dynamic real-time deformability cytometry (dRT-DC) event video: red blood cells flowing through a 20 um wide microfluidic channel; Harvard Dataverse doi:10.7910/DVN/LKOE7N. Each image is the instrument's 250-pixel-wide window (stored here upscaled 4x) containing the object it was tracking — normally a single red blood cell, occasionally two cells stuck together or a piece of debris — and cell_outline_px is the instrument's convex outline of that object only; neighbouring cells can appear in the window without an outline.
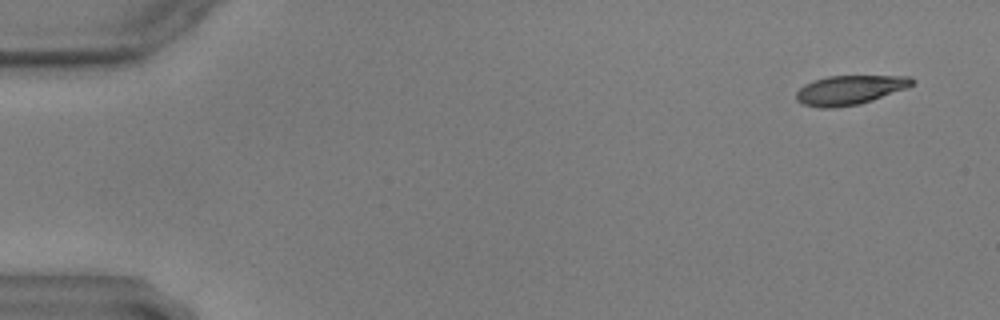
{"species": "common noctule bat (a hibernating species)", "species_latin": "Nyctalus noctula", "temperature_condition": "warm", "stored_images_in_passage": 59, "camera_frame_rate_fps": 3000, "um_per_image_px": 0.085, "animal": {"sex": "male", "body_mass_g": 17.9, "forearm_length_mm": 54.2}, "frame": {"image": 1, "passage_image": 4, "time_ms": 1.0, "image_size_px": [1000, 320], "cell_outline_px": [[916, 80], [908, 88], [860, 104], [832, 108], [820, 108], [804, 104], [796, 100], [796, 92], [804, 84], [812, 80], [828, 76], [912, 76]], "centroid_in_image_um": [72.24, 7.64], "position_along_channel_um": 12.8, "area_um2": 19.88}}
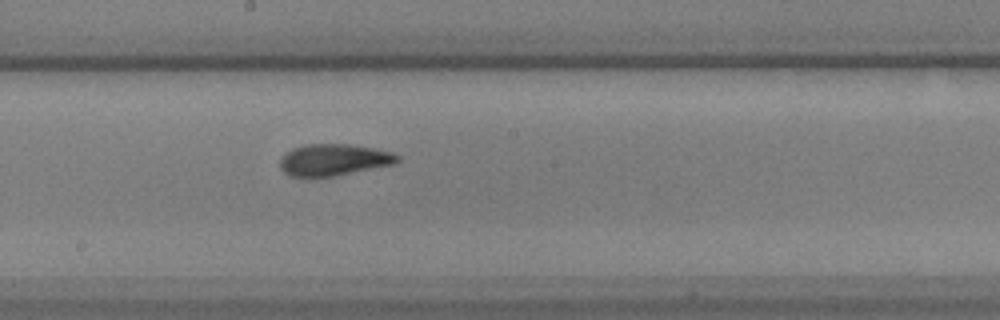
{"frame": {"image": 2, "passage_image": 33, "time_ms": 10.667, "image_size_px": [1000, 320], "cell_outline_px": [[400, 160], [396, 164], [332, 176], [288, 176], [280, 168], [280, 160], [292, 148], [304, 144], [348, 144], [372, 148], [392, 152], [400, 156]], "centroid_in_image_um": [28.39, 13.58], "position_along_channel_um": 219.8, "area_um2": 21.5}}
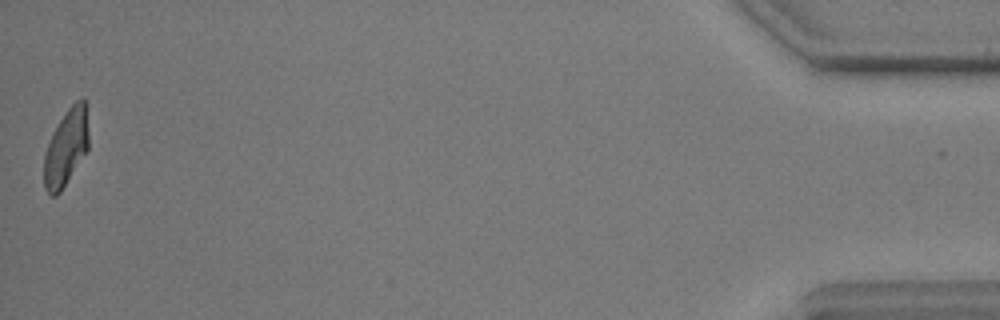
{"frame": {"image": 3, "passage_image": 59, "time_ms": 19.333, "image_size_px": [1000, 320], "cell_outline_px": [[88, 148], [60, 192], [56, 196], [52, 196], [44, 188], [44, 156], [52, 132], [68, 108], [76, 100], [84, 100], [88, 104]], "centroid_in_image_um": [5.63, 12.5], "position_along_channel_um": 429.6, "area_um2": 19.83}}